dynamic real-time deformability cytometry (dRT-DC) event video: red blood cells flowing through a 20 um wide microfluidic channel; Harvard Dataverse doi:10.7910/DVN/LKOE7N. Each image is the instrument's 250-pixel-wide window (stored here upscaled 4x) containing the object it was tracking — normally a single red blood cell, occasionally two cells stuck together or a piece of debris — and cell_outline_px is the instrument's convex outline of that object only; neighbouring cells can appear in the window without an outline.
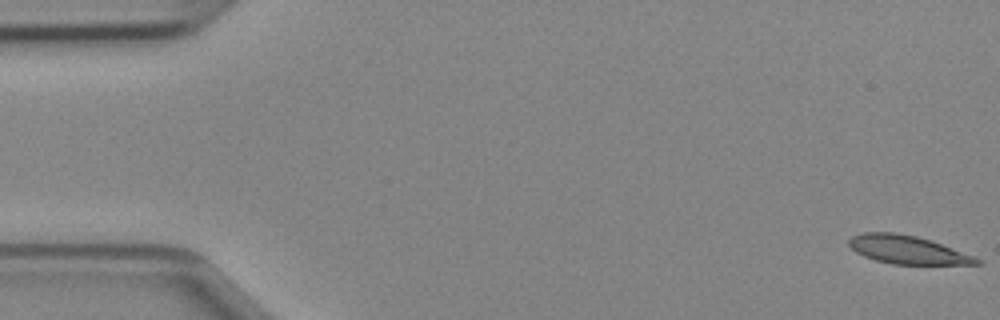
{"species": "Egyptian fruit bat (a non-hibernating species)", "species_latin": "Rousettus aegyptiacus", "temperature_condition": "cold", "stored_images_in_passage": 47, "camera_frame_rate_fps": 3000, "um_per_image_px": 0.085, "animal": {"sex": "female"}, "frame": {"image": 1, "passage_image": 1, "time_ms": 0.0, "image_size_px": [1000, 320], "cell_outline_px": [[980, 264], [892, 264], [876, 260], [864, 256], [856, 252], [848, 244], [848, 240], [852, 236], [864, 232], [896, 232], [916, 236], [932, 240], [976, 256], [980, 260]], "centroid_in_image_um": [77.14, 21.22], "position_along_channel_um": 7.9, "area_um2": 21.1}}
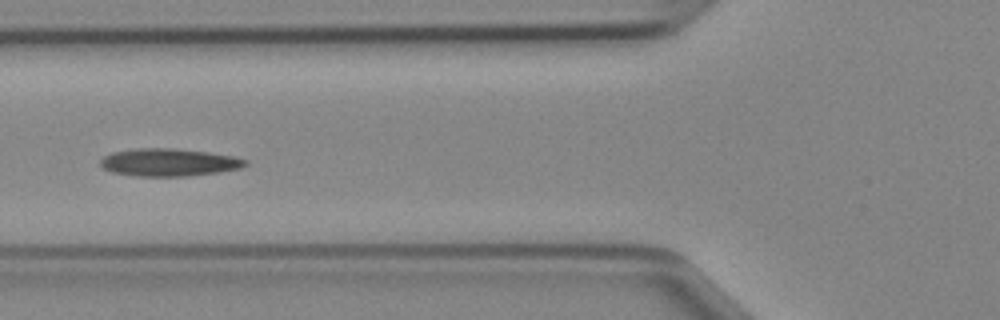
{"frame": {"image": 2, "passage_image": 18, "time_ms": 5.667, "image_size_px": [1000, 320], "cell_outline_px": [[248, 164], [240, 168], [216, 172], [188, 176], [136, 176], [112, 172], [104, 168], [100, 164], [100, 160], [104, 156], [112, 152], [136, 148], [172, 148], [208, 152], [236, 156], [248, 160]], "centroid_in_image_um": [14.36, 13.79], "position_along_channel_um": 111.4, "area_um2": 23.35}}
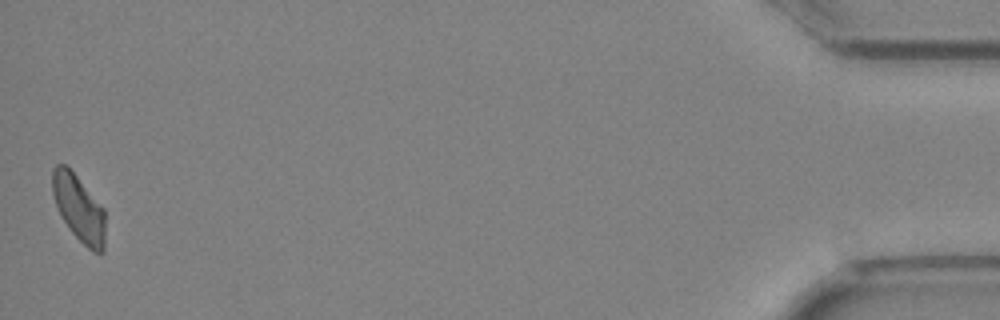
{"frame": {"image": 3, "passage_image": 47, "time_ms": 15.333, "image_size_px": [1000, 320], "cell_outline_px": [[104, 252], [100, 256], [92, 252], [72, 232], [64, 220], [56, 204], [52, 192], [52, 168], [56, 164], [64, 164], [76, 176], [104, 208]], "centroid_in_image_um": [6.71, 17.73], "position_along_channel_um": 428.5, "area_um2": 20.17}}